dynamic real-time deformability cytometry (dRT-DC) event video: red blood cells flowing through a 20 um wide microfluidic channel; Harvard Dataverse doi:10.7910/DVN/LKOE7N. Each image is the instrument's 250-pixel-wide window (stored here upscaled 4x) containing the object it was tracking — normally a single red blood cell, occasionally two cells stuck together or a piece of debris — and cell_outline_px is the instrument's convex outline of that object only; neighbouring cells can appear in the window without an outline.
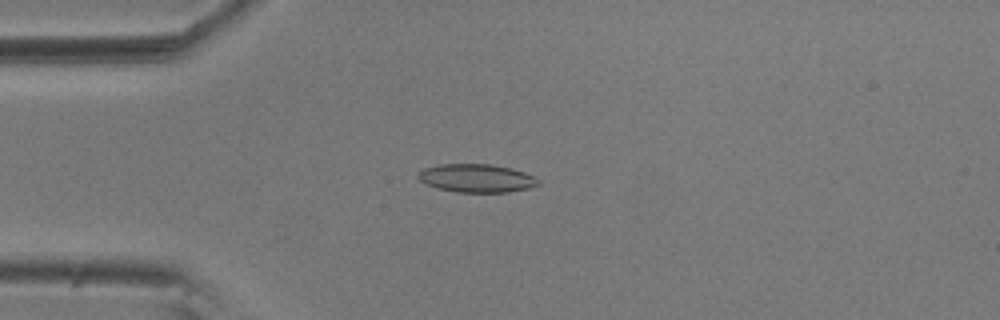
{"species": "common noctule bat (a hibernating species)", "species_latin": "Nyctalus noctula", "temperature_condition": "room temperature", "stored_images_in_passage": 50, "camera_frame_rate_fps": 3000, "um_per_image_px": 0.085, "animal": {"sex": "male", "body_mass_g": 20.5, "forearm_length_mm": 52.5}, "frame": {"image": 1, "passage_image": 8, "time_ms": 2.333, "image_size_px": [1000, 320], "cell_outline_px": [[540, 184], [528, 188], [508, 192], [456, 192], [436, 188], [424, 184], [416, 176], [424, 168], [440, 164], [492, 164], [512, 168], [524, 172], [540, 180]], "centroid_in_image_um": [40.49, 15.14], "position_along_channel_um": 44.5, "area_um2": 19.88}}
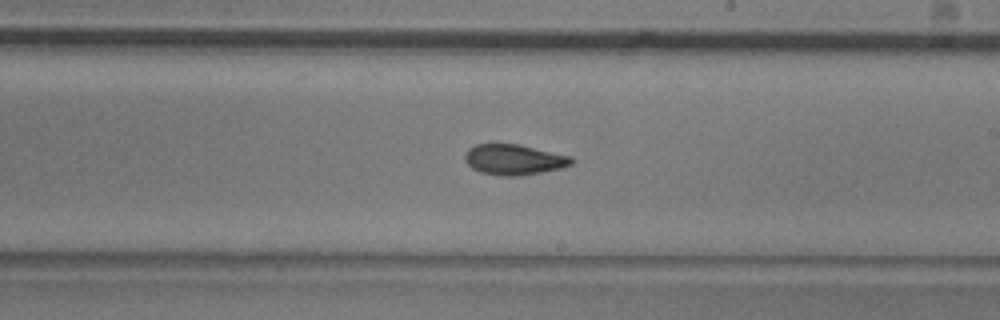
{"frame": {"image": 2, "passage_image": 26, "time_ms": 8.333, "image_size_px": [1000, 320], "cell_outline_px": [[576, 160], [572, 164], [560, 168], [540, 172], [516, 176], [504, 176], [480, 172], [472, 168], [464, 160], [464, 156], [468, 148], [476, 144], [520, 144], [572, 156]], "centroid_in_image_um": [43.7, 13.55], "position_along_channel_um": 245.3, "area_um2": 19.02}}
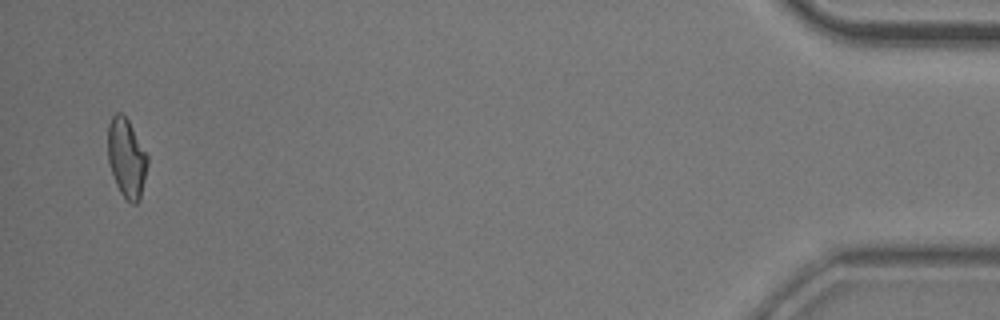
{"frame": {"image": 3, "passage_image": 48, "time_ms": 15.667, "image_size_px": [1000, 320], "cell_outline_px": [[148, 164], [140, 200], [136, 204], [132, 204], [120, 192], [116, 184], [108, 160], [108, 124], [112, 116], [116, 112], [120, 112], [128, 120], [148, 156]], "centroid_in_image_um": [10.76, 13.43], "position_along_channel_um": 424.4, "area_um2": 18.15}, "authors_computed_cell_mechanics": {"area_um2": 18.7561, "velocity_mm_per_s": 3.6139, "shape_relaxation_time_tau1_ms": 8.1902, "shape_relaxation_time_tau2_ms": 3.0814, "deformation_change_tau1": 0.172, "deformation_change_tau2": 0.0932}}